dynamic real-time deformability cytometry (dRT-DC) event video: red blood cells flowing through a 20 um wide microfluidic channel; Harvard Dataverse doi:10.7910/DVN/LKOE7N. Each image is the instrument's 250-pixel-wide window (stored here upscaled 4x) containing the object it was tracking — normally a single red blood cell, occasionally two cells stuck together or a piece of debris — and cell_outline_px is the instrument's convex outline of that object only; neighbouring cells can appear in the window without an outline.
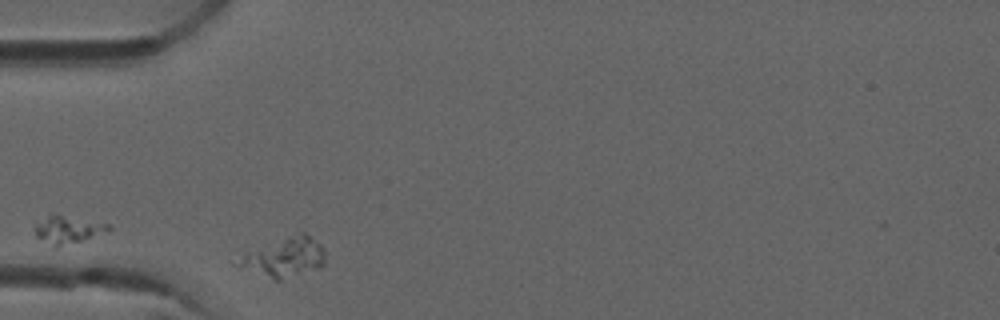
{"species": "common noctule bat (a hibernating species)", "species_latin": "Nyctalus noctula", "temperature_condition": "room temperature", "stored_images_in_passage": 3, "camera_frame_rate_fps": 3000, "um_per_image_px": 0.085, "animal": {"sex": "male", "forearm_length_mm": 52.5}, "frame": {"image": 1, "passage_image": 1, "time_ms": 0.0, "image_size_px": [1000, 320], "cell_outline_px": [[324, 264], [320, 268], [280, 280], [276, 280], [232, 264], [244, 256], [300, 232], [304, 232], [320, 244], [324, 252]], "centroid_in_image_um": [24.26, 21.91], "position_along_channel_um": 60.7, "area_um2": 18.79}}